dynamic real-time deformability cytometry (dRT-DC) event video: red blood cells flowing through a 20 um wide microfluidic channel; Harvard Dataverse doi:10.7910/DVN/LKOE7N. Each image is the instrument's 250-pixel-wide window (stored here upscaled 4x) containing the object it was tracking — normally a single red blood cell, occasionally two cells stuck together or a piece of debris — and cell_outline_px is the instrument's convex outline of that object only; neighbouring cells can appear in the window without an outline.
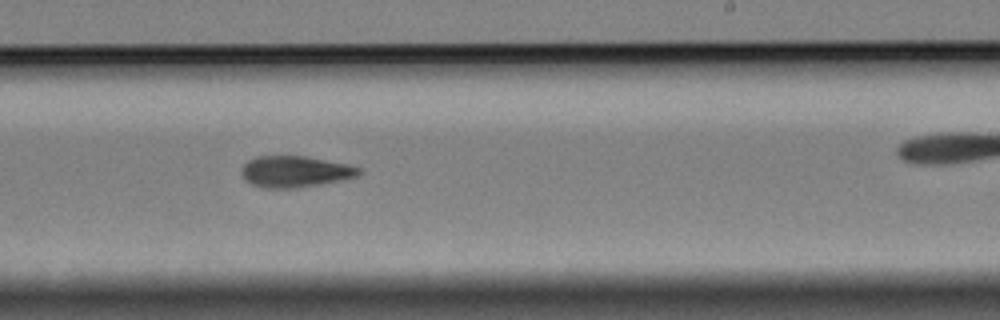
{"species": "Egyptian fruit bat (a non-hibernating species)", "species_latin": "Rousettus aegyptiacus", "temperature_condition": "cold", "stored_images_in_passage": 13, "segment_of_instrument_passage": [3, 3], "camera_frame_rate_fps": 3000, "um_per_image_px": 0.085, "animal": {"sex": "female"}, "frame": {"image": 1, "passage_image": 10, "time_ms": 3.0, "image_size_px": [1000, 320], "cell_outline_px": [[360, 172], [356, 176], [340, 180], [320, 184], [296, 188], [264, 188], [252, 184], [244, 180], [240, 172], [244, 164], [248, 160], [256, 156], [304, 156], [348, 164], [360, 168]], "centroid_in_image_um": [25.03, 14.58], "position_along_channel_um": 264.0, "area_um2": 21.33}}
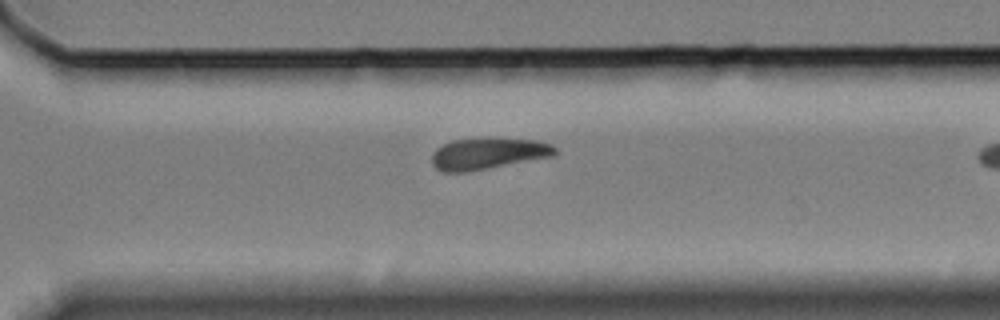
{"frame": {"image": 2, "passage_image": 13, "time_ms": 4.0, "image_size_px": [1000, 320], "cell_outline_px": [[556, 152], [552, 156], [468, 172], [440, 172], [432, 164], [432, 152], [436, 148], [452, 140], [484, 136], [496, 136], [536, 140], [552, 144], [556, 148]], "centroid_in_image_um": [41.46, 13.01], "position_along_channel_um": 329.1, "area_um2": 23.29}}